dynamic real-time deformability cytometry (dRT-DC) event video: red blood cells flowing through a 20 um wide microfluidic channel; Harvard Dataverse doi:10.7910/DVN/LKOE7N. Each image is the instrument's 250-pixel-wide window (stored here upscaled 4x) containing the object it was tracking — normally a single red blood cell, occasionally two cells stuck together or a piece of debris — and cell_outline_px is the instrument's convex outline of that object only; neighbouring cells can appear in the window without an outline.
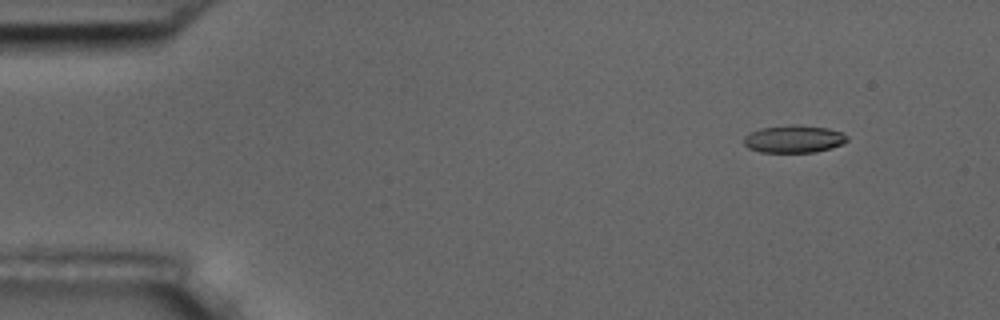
{"species": "common noctule bat (a hibernating species)", "species_latin": "Nyctalus noctula", "temperature_condition": "room temperature", "stored_images_in_passage": 4, "camera_frame_rate_fps": 3000, "um_per_image_px": 0.085, "animal": {"sex": "male", "body_mass_g": 17.5, "forearm_length_mm": 52.3}, "frame": {"image": 1, "passage_image": 1, "time_ms": 0.0, "image_size_px": [1000, 320], "cell_outline_px": [[848, 140], [844, 144], [832, 148], [816, 152], [760, 152], [748, 148], [744, 144], [744, 136], [748, 132], [760, 128], [792, 124], [796, 124], [828, 128], [840, 132], [848, 136]], "centroid_in_image_um": [67.47, 11.81], "position_along_channel_um": 17.5, "area_um2": 16.82}}